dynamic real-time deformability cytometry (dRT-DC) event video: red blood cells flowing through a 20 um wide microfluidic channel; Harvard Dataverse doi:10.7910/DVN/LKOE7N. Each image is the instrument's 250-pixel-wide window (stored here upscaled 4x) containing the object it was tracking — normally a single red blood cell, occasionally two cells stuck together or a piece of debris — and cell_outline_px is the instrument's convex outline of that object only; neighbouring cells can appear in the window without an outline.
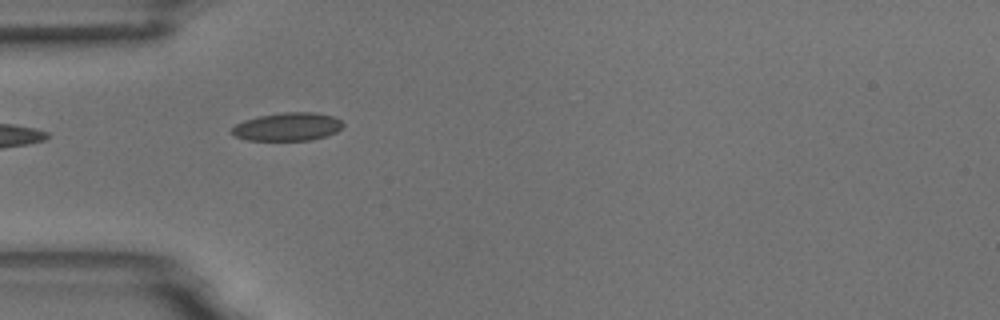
{"species": "common noctule bat (a hibernating species)", "species_latin": "Nyctalus noctula", "temperature_condition": "room temperature", "stored_images_in_passage": 2, "camera_frame_rate_fps": 3000, "um_per_image_px": 0.085, "animal": {"sex": "male", "body_mass_g": 18.8}, "frame": {"image": 1, "passage_image": 1, "time_ms": 0.0, "image_size_px": [1000, 320], "cell_outline_px": [[344, 124], [336, 132], [312, 140], [248, 140], [236, 136], [232, 132], [232, 128], [236, 124], [244, 120], [260, 116], [284, 112], [316, 112], [332, 116], [340, 120]], "centroid_in_image_um": [24.45, 10.77], "position_along_channel_um": 60.5, "area_um2": 18.03}}